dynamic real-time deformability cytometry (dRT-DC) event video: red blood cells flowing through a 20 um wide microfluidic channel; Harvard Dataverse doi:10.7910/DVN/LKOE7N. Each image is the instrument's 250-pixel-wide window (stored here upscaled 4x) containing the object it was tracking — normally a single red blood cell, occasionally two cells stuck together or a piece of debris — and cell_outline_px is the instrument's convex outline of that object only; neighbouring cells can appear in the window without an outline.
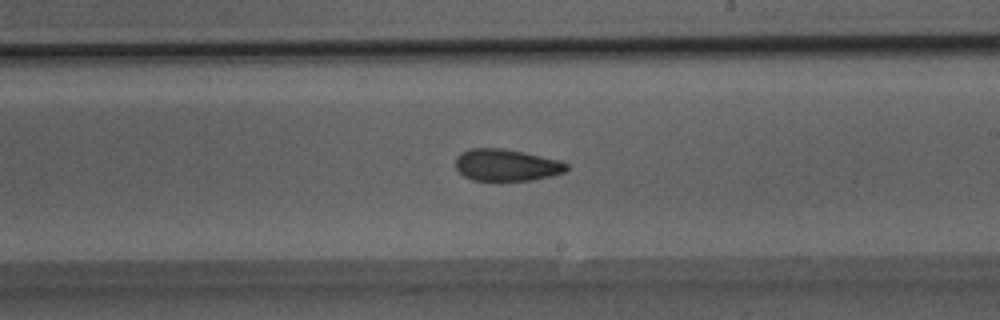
{"species": "Egyptian fruit bat (a non-hibernating species)", "species_latin": "Rousettus aegyptiacus", "temperature_condition": "room temperature", "stored_images_in_passage": 30, "camera_frame_rate_fps": 3000, "um_per_image_px": 0.085, "animal": {"sex": "male"}, "frame": {"image": 1, "passage_image": 17, "time_ms": 5.333, "image_size_px": [1000, 320], "cell_outline_px": [[568, 168], [564, 172], [552, 176], [532, 180], [472, 180], [464, 176], [456, 168], [456, 156], [460, 152], [468, 148], [500, 148], [524, 152], [560, 160], [568, 164]], "centroid_in_image_um": [43.04, 14.02], "position_along_channel_um": 246.0, "area_um2": 20.69}}
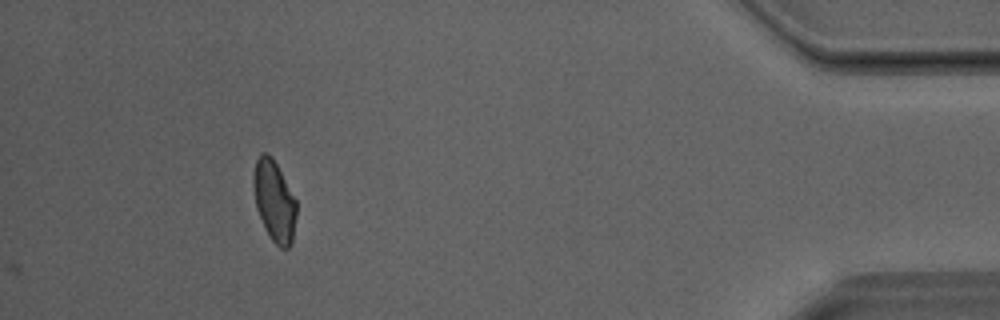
{"frame": {"image": 2, "passage_image": 30, "time_ms": 9.667, "image_size_px": [1000, 320], "cell_outline_px": [[296, 216], [292, 244], [288, 248], [280, 248], [272, 240], [264, 228], [256, 208], [252, 184], [252, 176], [256, 160], [260, 152], [268, 152], [272, 156], [296, 200]], "centroid_in_image_um": [23.29, 17.07], "position_along_channel_um": 411.9, "area_um2": 20.52}}